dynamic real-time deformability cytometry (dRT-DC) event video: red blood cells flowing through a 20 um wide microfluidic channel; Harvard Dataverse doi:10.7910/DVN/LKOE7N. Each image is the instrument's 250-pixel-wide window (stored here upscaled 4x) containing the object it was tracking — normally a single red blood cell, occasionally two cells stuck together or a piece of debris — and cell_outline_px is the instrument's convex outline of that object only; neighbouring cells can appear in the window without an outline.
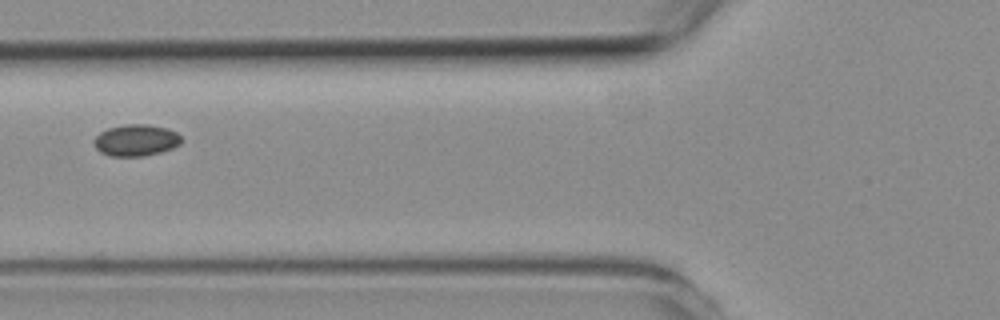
{"species": "common noctule bat (a hibernating species)", "species_latin": "Nyctalus noctula", "temperature_condition": "room temperature", "stored_images_in_passage": 3, "camera_frame_rate_fps": 3000, "um_per_image_px": 0.085, "animal": {"sex": "female", "body_mass_g": 19.3, "forearm_length_mm": 54.1}, "frame": {"image": 1, "passage_image": 2, "time_ms": 1.333, "image_size_px": [1000, 320], "cell_outline_px": [[180, 144], [172, 148], [160, 152], [144, 156], [108, 156], [100, 152], [96, 148], [96, 136], [100, 132], [108, 128], [124, 124], [148, 124], [168, 128], [176, 132], [180, 136]], "centroid_in_image_um": [11.57, 11.91], "position_along_channel_um": 114.2, "area_um2": 16.01}}
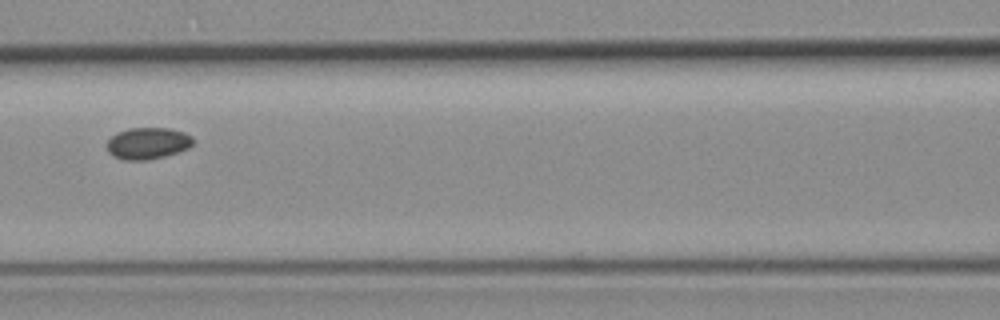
{"frame": {"image": 2, "passage_image": 3, "time_ms": 2.333, "image_size_px": [1000, 320], "cell_outline_px": [[192, 144], [188, 148], [164, 156], [148, 160], [124, 160], [112, 156], [108, 152], [108, 140], [116, 132], [128, 128], [168, 128], [184, 132], [192, 136]], "centroid_in_image_um": [12.53, 12.17], "position_along_channel_um": 154.1, "area_um2": 15.84}}